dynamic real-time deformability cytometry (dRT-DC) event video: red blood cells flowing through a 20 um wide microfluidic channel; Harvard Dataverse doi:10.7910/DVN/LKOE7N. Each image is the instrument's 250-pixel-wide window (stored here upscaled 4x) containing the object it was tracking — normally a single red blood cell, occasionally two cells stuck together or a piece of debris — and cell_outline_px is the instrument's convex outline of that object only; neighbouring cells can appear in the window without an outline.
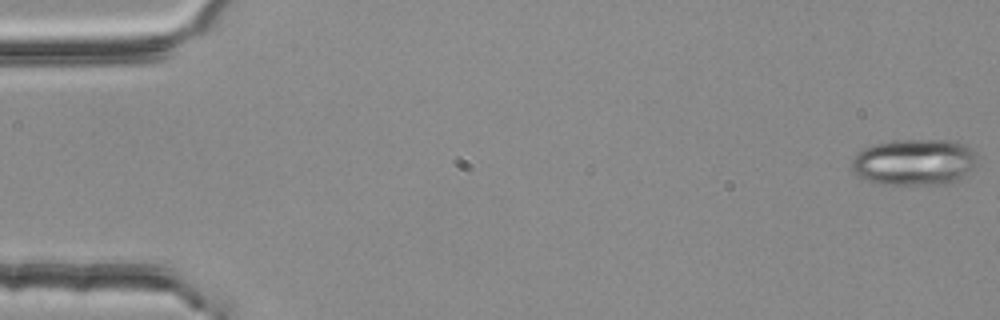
{"species": "common noctule bat (a hibernating species)", "species_latin": "Nyctalus noctula", "temperature_condition": "room temperature", "stored_images_in_passage": 54, "camera_frame_rate_fps": 3000, "um_per_image_px": 0.085, "animal": {"sex": "female", "body_mass_g": 25.1}, "frame": {"image": 1, "passage_image": 1, "time_ms": 0.0, "image_size_px": [1000, 320], "cell_outline_px": [[980, 160], [960, 180], [948, 184], [884, 184], [860, 176], [852, 168], [852, 160], [856, 152], [864, 148], [876, 144], [892, 140], [956, 140], [972, 148], [976, 152]], "centroid_in_image_um": [77.81, 13.76], "position_along_channel_um": 7.2, "area_um2": 34.1}}
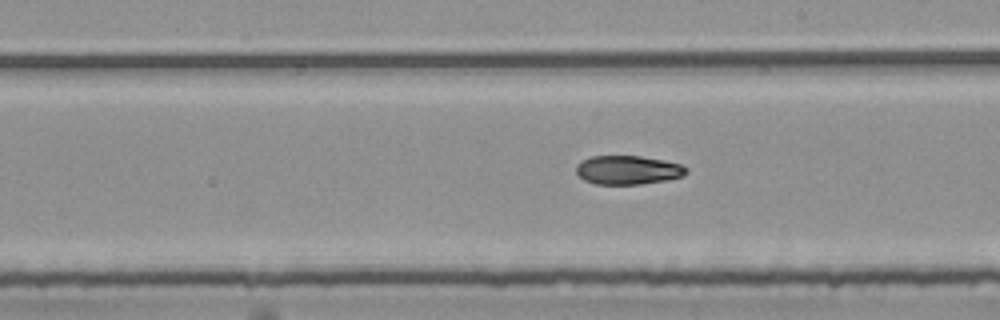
{"frame": {"image": 2, "passage_image": 31, "time_ms": 10.0, "image_size_px": [1000, 320], "cell_outline_px": [[688, 172], [684, 176], [668, 180], [636, 184], [596, 184], [584, 180], [576, 172], [576, 164], [580, 160], [588, 156], [640, 156], [664, 160], [680, 164], [688, 168]], "centroid_in_image_um": [53.36, 14.44], "position_along_channel_um": 235.6, "area_um2": 18.67}}
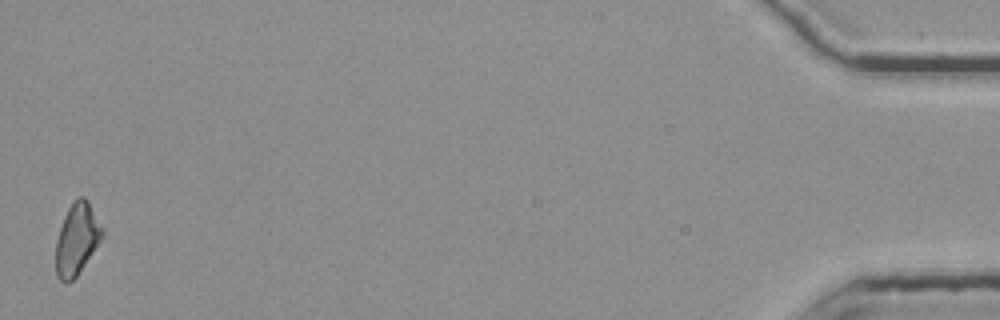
{"frame": {"image": 3, "passage_image": 54, "time_ms": 17.667, "image_size_px": [1000, 320], "cell_outline_px": [[104, 236], [76, 276], [72, 280], [60, 280], [56, 276], [56, 240], [64, 216], [72, 200], [80, 196], [84, 196], [88, 200], [104, 232]], "centroid_in_image_um": [6.53, 20.28], "position_along_channel_um": 428.7, "area_um2": 19.13}, "authors_computed_cell_mechanics": {"area_um2": 19.5075, "velocity_mm_per_s": 3.8021, "shape_relaxation_time_tau1_ms": null, "shape_relaxation_time_tau2_ms": 9.0637, "deformation_change_tau1": null, "deformation_change_tau2": 0.149}}